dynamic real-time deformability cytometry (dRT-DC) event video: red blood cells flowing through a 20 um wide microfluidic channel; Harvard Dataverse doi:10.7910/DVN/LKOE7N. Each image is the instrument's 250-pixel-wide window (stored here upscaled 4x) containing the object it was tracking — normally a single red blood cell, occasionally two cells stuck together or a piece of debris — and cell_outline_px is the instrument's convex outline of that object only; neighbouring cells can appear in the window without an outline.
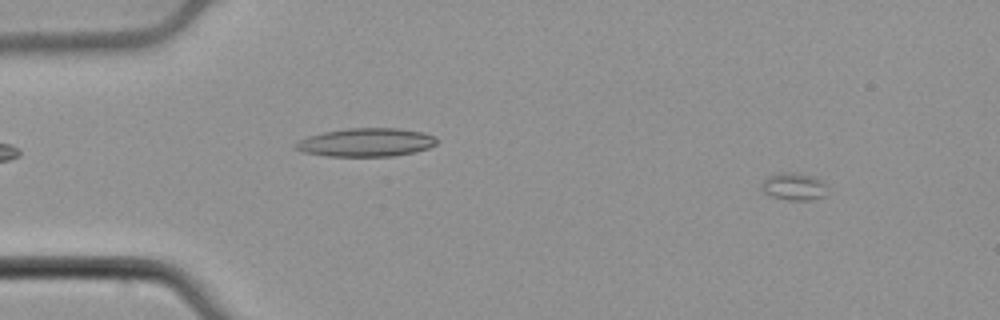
{"species": "common noctule bat (a hibernating species)", "species_latin": "Nyctalus noctula", "temperature_condition": "cold", "stored_images_in_passage": 55, "camera_frame_rate_fps": 3000, "um_per_image_px": 0.085, "animal": {"sex": "male", "body_mass_g": 21.5, "forearm_length_mm": 52.0}, "frame": {"image": 1, "passage_image": 6, "time_ms": 1.667, "image_size_px": [1000, 320], "cell_outline_px": [[824, 196], [812, 200], [788, 200], [772, 196], [764, 192], [760, 184], [768, 176], [780, 172], [784, 172], [812, 176], [820, 180], [824, 184]], "centroid_in_image_um": [67.43, 15.86], "position_along_channel_um": 17.6, "area_um2": 10.17}}